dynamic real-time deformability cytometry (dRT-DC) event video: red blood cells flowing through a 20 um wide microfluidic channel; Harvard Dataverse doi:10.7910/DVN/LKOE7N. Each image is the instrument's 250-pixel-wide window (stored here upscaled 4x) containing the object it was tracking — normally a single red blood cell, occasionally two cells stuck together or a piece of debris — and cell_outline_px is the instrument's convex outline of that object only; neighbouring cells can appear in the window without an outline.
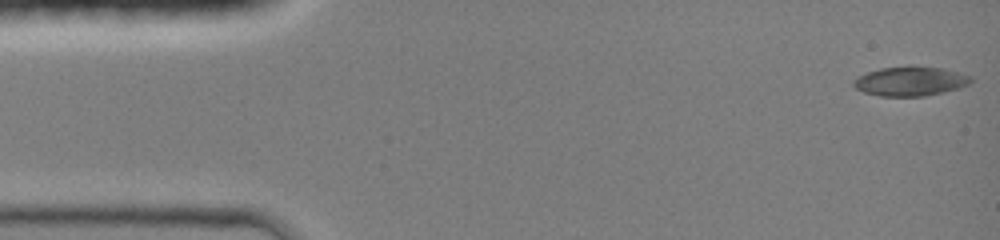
{"species": "common noctule bat (a hibernating species)", "species_latin": "Nyctalus noctula", "temperature_condition": "room temperature", "stored_images_in_passage": 4, "camera_frame_rate_fps": 3000, "um_per_image_px": 0.085, "animal": {"sex": "female", "body_mass_g": 19.0, "forearm_length_mm": 51.5}, "frame": {"image": 1, "passage_image": 1, "time_ms": 0.0, "image_size_px": [1000, 240], "cell_outline_px": [[972, 80], [968, 84], [960, 88], [944, 92], [924, 96], [880, 96], [864, 92], [856, 88], [852, 84], [852, 80], [856, 76], [880, 68], [912, 64], [940, 68], [972, 76]], "centroid_in_image_um": [77.35, 6.88], "position_along_channel_um": 7.7, "area_um2": 20.4}}